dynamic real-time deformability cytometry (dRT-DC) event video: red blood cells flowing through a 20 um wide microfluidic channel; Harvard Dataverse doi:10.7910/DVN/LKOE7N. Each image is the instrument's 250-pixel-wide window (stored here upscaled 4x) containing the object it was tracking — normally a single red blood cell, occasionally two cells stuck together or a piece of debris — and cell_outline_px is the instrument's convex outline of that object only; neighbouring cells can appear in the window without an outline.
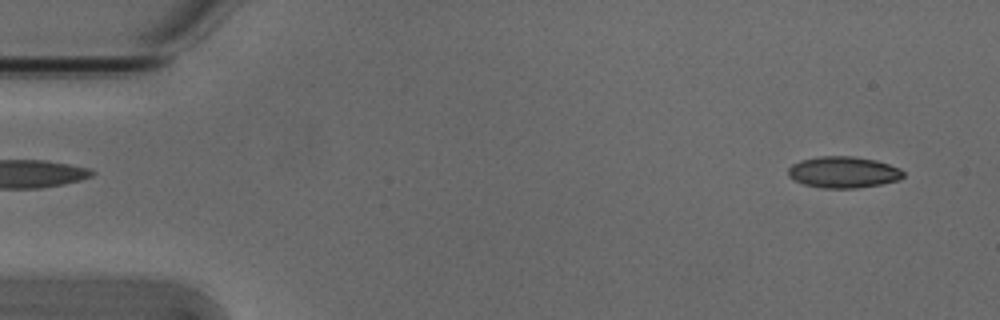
{"species": "Egyptian fruit bat (a non-hibernating species)", "species_latin": "Rousettus aegyptiacus", "temperature_condition": "cold", "stored_images_in_passage": 6, "camera_frame_rate_fps": 3000, "um_per_image_px": 0.085, "animal": {"sex": "male"}, "frame": {"image": 1, "passage_image": 1, "time_ms": 0.0, "image_size_px": [1000, 320], "cell_outline_px": [[904, 176], [900, 180], [880, 184], [856, 188], [824, 188], [804, 184], [788, 176], [788, 168], [792, 164], [800, 160], [820, 156], [852, 156], [876, 160], [900, 168], [904, 172]], "centroid_in_image_um": [71.7, 14.63], "position_along_channel_um": 13.3, "area_um2": 21.04}}
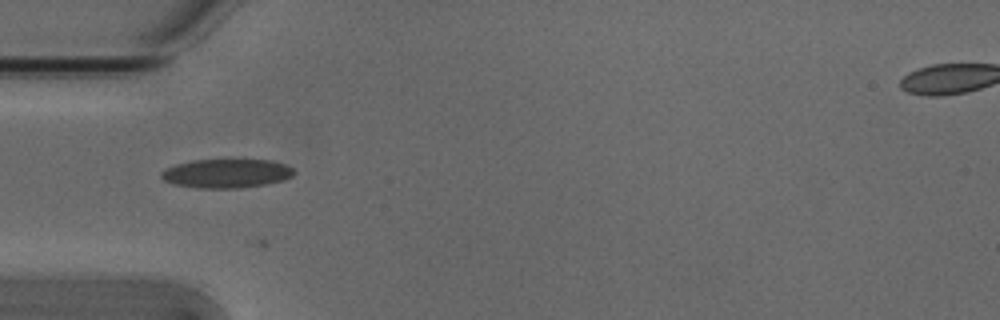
{"frame": {"image": 2, "passage_image": 4, "time_ms": 1.0, "image_size_px": [1000, 320], "cell_outline_px": [[296, 172], [292, 176], [284, 180], [268, 184], [240, 188], [196, 188], [176, 184], [164, 180], [160, 176], [160, 172], [176, 164], [192, 160], [268, 160], [284, 164], [292, 168]], "centroid_in_image_um": [19.27, 14.75], "position_along_channel_um": 65.7, "area_um2": 22.31}}